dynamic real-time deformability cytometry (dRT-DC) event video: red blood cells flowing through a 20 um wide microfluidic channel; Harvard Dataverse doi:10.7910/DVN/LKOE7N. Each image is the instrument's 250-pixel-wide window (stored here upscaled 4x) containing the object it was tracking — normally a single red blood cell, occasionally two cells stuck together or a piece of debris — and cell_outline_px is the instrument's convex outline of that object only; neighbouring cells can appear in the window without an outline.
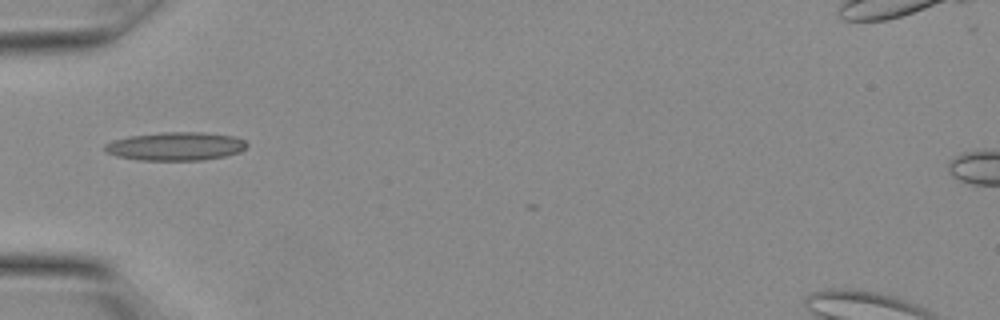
{"species": "Egyptian fruit bat (a non-hibernating species)", "species_latin": "Rousettus aegyptiacus", "temperature_condition": "warm", "stored_images_in_passage": 8, "camera_frame_rate_fps": 3000, "um_per_image_px": 0.085, "animal": {"sex": "female"}, "frame": {"image": 1, "passage_image": 1, "time_ms": 0.0, "image_size_px": [1000, 320], "cell_outline_px": [[248, 144], [240, 152], [224, 156], [204, 160], [140, 160], [116, 156], [104, 152], [104, 144], [112, 140], [128, 136], [160, 132], [200, 132], [232, 136], [244, 140]], "centroid_in_image_um": [14.87, 12.43], "position_along_channel_um": 70.1, "area_um2": 23.58}}
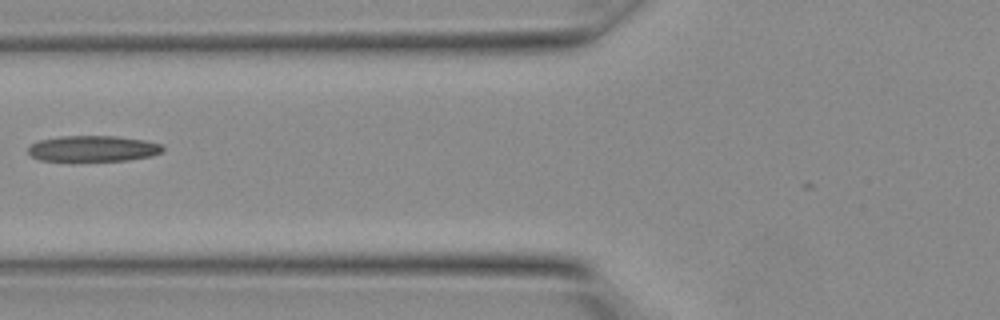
{"frame": {"image": 2, "passage_image": 3, "time_ms": 0.667, "image_size_px": [1000, 320], "cell_outline_px": [[164, 152], [152, 156], [128, 160], [76, 164], [68, 164], [40, 160], [32, 156], [28, 152], [28, 148], [32, 144], [40, 140], [64, 136], [116, 136], [144, 140], [160, 144], [164, 148]], "centroid_in_image_um": [7.88, 12.69], "position_along_channel_um": 117.9, "area_um2": 21.44}}
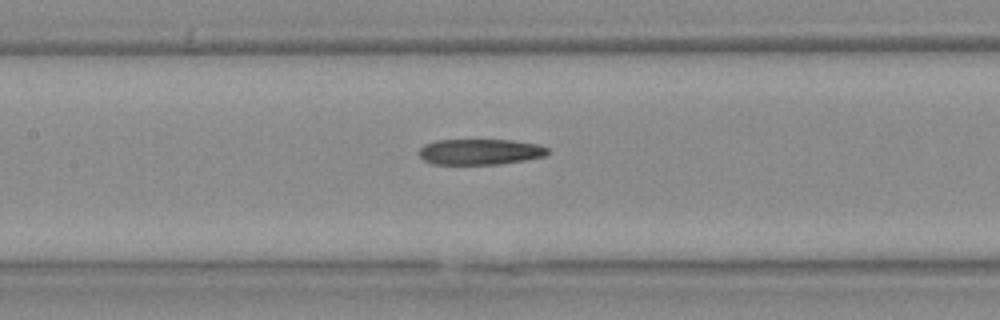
{"frame": {"image": 3, "passage_image": 5, "time_ms": 1.333, "image_size_px": [1000, 320], "cell_outline_px": [[548, 152], [544, 156], [524, 160], [500, 164], [432, 164], [424, 160], [420, 156], [420, 148], [424, 144], [436, 140], [512, 140], [540, 144], [548, 148]], "centroid_in_image_um": [40.81, 12.9], "position_along_channel_um": 166.6, "area_um2": 19.31}}